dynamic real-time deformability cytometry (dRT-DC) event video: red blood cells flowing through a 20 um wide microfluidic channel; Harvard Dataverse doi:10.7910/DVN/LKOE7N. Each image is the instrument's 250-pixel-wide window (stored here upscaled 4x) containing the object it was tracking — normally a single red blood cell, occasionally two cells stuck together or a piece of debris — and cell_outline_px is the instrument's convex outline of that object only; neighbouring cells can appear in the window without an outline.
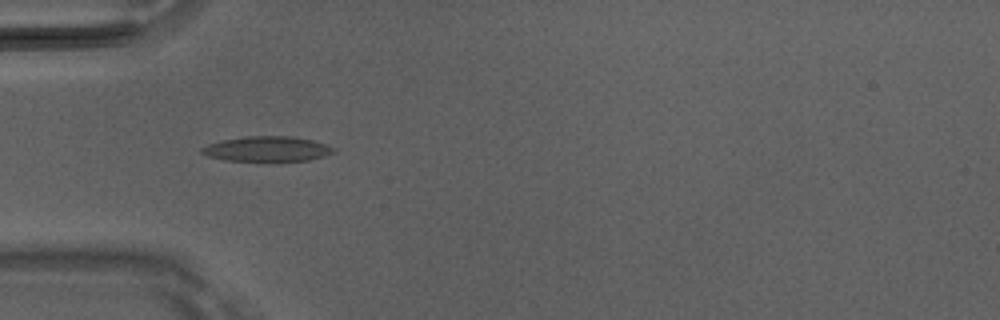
{"species": "Egyptian fruit bat (a non-hibernating species)", "species_latin": "Rousettus aegyptiacus", "temperature_condition": "room temperature", "stored_images_in_passage": 8, "camera_frame_rate_fps": 3000, "um_per_image_px": 0.085, "animal": {"sex": "male"}, "frame": {"image": 1, "passage_image": 5, "time_ms": 1.333, "image_size_px": [1000, 320], "cell_outline_px": [[336, 152], [324, 156], [308, 160], [228, 160], [208, 156], [200, 152], [200, 148], [208, 144], [220, 140], [244, 136], [292, 136], [312, 140], [336, 148]], "centroid_in_image_um": [22.7, 12.64], "position_along_channel_um": 62.3, "area_um2": 19.07}}